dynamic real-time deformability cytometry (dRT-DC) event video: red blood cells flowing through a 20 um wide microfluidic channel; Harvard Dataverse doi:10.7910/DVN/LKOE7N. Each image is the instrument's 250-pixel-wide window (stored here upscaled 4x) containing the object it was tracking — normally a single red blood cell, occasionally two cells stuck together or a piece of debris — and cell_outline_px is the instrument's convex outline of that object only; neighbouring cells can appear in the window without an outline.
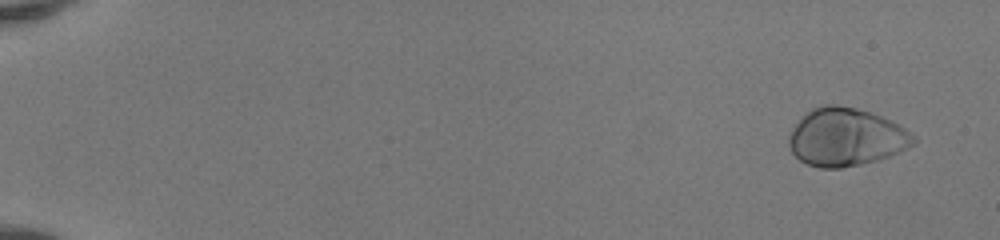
{"species": "human", "species_latin": "Homo sapiens", "temperature_condition": "room temperature", "stored_images_in_passage": 52, "camera_frame_rate_fps": 3000, "um_per_image_px": 0.085, "donor": {"sex": "female"}, "frame": {"image": 1, "passage_image": 4, "time_ms": 1.0, "image_size_px": [1000, 240], "cell_outline_px": [[916, 144], [908, 148], [888, 156], [876, 160], [860, 164], [840, 168], [820, 168], [808, 164], [800, 160], [792, 152], [788, 144], [788, 136], [792, 128], [812, 108], [820, 104], [836, 104], [856, 108], [880, 116], [904, 128], [916, 136]], "centroid_in_image_um": [71.89, 11.66], "position_along_channel_um": 13.1, "area_um2": 41.79}}
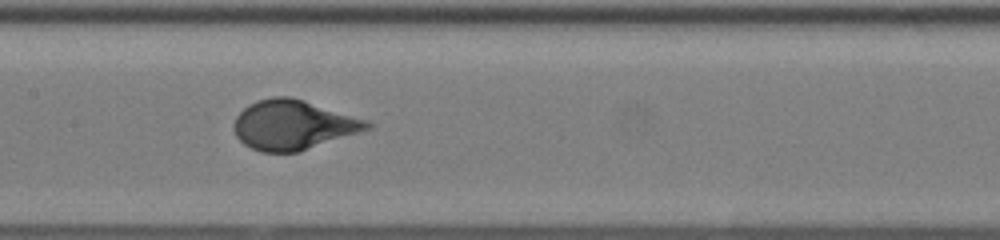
{"frame": {"image": 2, "passage_image": 29, "time_ms": 9.333, "image_size_px": [1000, 240], "cell_outline_px": [[376, 124], [372, 128], [296, 152], [260, 152], [244, 144], [236, 136], [232, 128], [236, 116], [248, 104], [256, 100], [272, 96], [288, 96], [368, 120]], "centroid_in_image_um": [24.89, 10.61], "position_along_channel_um": 182.5, "area_um2": 38.21}}
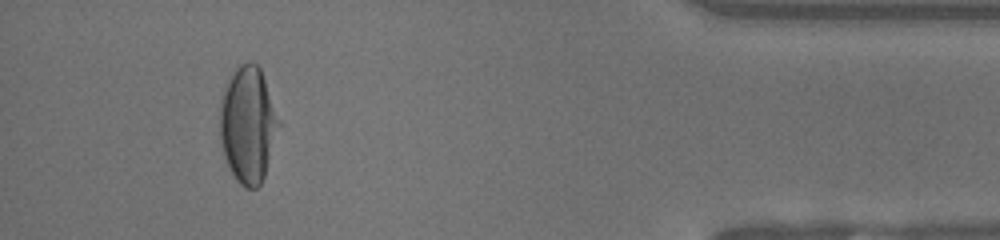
{"frame": {"image": 3, "passage_image": 49, "time_ms": 16.0, "image_size_px": [1000, 240], "cell_outline_px": [[280, 124], [264, 176], [260, 184], [256, 188], [248, 188], [240, 184], [236, 180], [224, 156], [220, 140], [220, 100], [224, 88], [232, 72], [240, 64], [248, 60], [256, 64], [260, 68], [280, 120]], "centroid_in_image_um": [21.06, 10.57], "position_along_channel_um": 414.1, "area_um2": 39.71}}